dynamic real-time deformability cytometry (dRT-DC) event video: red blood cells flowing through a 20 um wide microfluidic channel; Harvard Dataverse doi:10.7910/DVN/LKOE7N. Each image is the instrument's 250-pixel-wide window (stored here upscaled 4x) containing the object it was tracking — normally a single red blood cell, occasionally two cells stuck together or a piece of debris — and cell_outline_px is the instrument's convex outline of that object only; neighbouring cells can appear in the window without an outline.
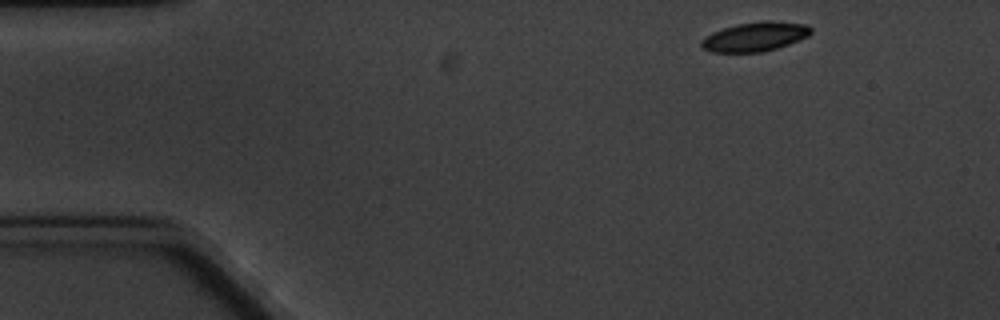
{"species": "common noctule bat (a hibernating species)", "species_latin": "Nyctalus noctula", "temperature_condition": "cold", "stored_images_in_passage": 4, "camera_frame_rate_fps": 3000, "um_per_image_px": 0.085, "animal": {"sex": "male", "body_mass_g": 20.1, "forearm_length_mm": 53.5}, "frame": {"image": 1, "passage_image": 1, "time_ms": 0.0, "image_size_px": [1000, 320], "cell_outline_px": [[812, 32], [808, 36], [800, 40], [776, 48], [760, 52], [712, 52], [700, 48], [700, 40], [704, 36], [712, 32], [736, 24], [764, 20], [776, 20], [808, 24], [812, 28]], "centroid_in_image_um": [64.18, 3.1], "position_along_channel_um": 20.8, "area_um2": 19.02}}